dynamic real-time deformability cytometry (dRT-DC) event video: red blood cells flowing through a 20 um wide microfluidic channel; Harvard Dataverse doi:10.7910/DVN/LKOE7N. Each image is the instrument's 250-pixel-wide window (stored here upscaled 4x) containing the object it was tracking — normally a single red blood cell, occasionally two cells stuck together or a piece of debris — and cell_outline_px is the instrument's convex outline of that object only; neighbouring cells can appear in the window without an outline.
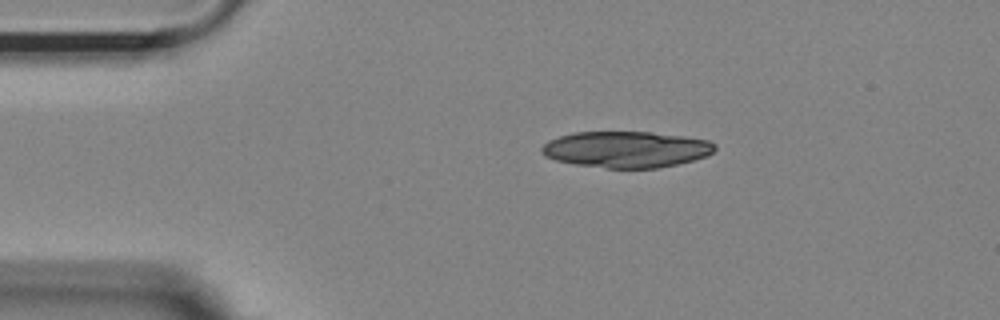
{"species": "Egyptian fruit bat (a non-hibernating species)", "species_latin": "Rousettus aegyptiacus", "temperature_condition": "room temperature", "stored_images_in_passage": 23, "camera_frame_rate_fps": 3000, "um_per_image_px": 0.085, "animal": {"sex": "female"}, "frame": {"image": 1, "passage_image": 1, "time_ms": 0.0, "image_size_px": [1000, 320], "cell_outline_px": [[716, 148], [712, 152], [704, 156], [692, 160], [660, 168], [608, 168], [576, 164], [556, 160], [544, 156], [540, 152], [540, 148], [548, 140], [572, 132], [652, 132], [684, 136], [708, 140], [716, 144]], "centroid_in_image_um": [53.2, 12.69], "position_along_channel_um": 31.8, "area_um2": 36.59}}